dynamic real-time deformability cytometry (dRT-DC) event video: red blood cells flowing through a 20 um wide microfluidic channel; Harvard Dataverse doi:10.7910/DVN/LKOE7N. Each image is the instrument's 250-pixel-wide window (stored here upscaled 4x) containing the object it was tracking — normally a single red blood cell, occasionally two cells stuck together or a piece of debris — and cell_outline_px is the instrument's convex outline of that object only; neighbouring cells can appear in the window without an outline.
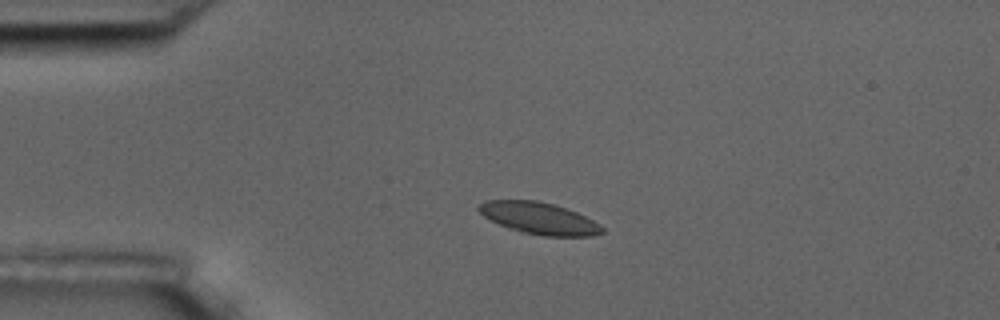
{"species": "common noctule bat (a hibernating species)", "species_latin": "Nyctalus noctula", "temperature_condition": "room temperature", "stored_images_in_passage": 4, "camera_frame_rate_fps": 3000, "um_per_image_px": 0.085, "animal": {"sex": "male", "body_mass_g": 17.5, "forearm_length_mm": 52.3}, "frame": {"image": 1, "passage_image": 3, "time_ms": 2.333, "image_size_px": [1000, 320], "cell_outline_px": [[604, 232], [592, 236], [544, 236], [520, 232], [508, 228], [484, 216], [476, 208], [480, 204], [488, 200], [536, 200], [552, 204], [576, 212], [600, 224], [604, 228]], "centroid_in_image_um": [45.83, 18.56], "position_along_channel_um": 39.2, "area_um2": 22.66}}